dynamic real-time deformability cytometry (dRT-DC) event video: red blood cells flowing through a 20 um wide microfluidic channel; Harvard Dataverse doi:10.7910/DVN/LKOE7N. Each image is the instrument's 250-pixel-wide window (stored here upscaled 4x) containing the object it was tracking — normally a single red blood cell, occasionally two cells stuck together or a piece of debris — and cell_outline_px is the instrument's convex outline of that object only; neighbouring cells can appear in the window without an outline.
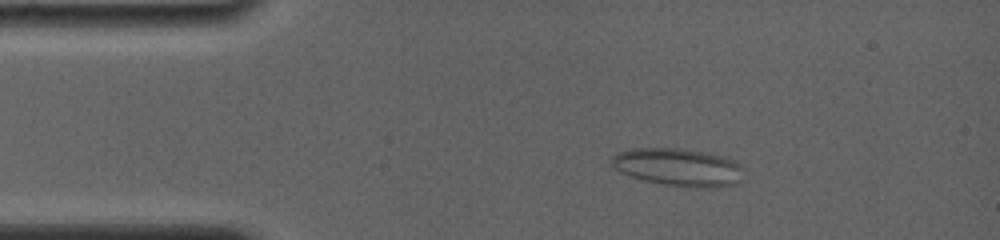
{"species": "common noctule bat (a hibernating species)", "species_latin": "Nyctalus noctula", "temperature_condition": "room temperature", "stored_images_in_passage": 10, "camera_frame_rate_fps": 4000, "um_per_image_px": 0.085, "animal": {"sex": "female", "body_mass_g": 19.0, "forearm_length_mm": 56.7}, "frame": {"image": 1, "passage_image": 5, "time_ms": 2.25, "image_size_px": [1000, 240], "cell_outline_px": [[744, 168], [736, 184], [712, 188], [688, 188], [664, 184], [644, 180], [620, 172], [612, 168], [608, 160], [616, 152], [632, 148], [680, 148], [704, 152], [724, 156], [736, 160]], "centroid_in_image_um": [57.62, 14.21], "position_along_channel_um": 27.4, "area_um2": 29.54}}
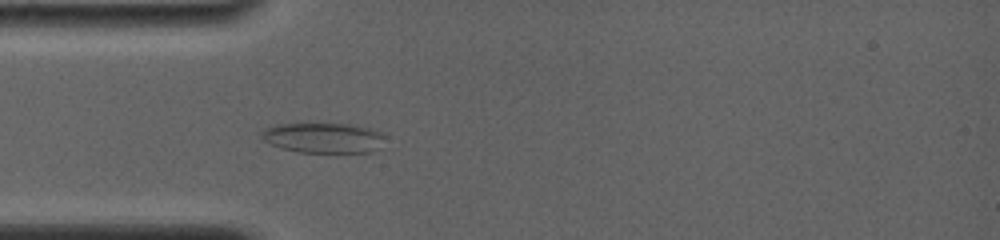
{"frame": {"image": 2, "passage_image": 10, "time_ms": 4.25, "image_size_px": [1000, 240], "cell_outline_px": [[384, 136], [372, 152], [300, 152], [284, 148], [272, 144], [264, 140], [260, 136], [260, 132], [264, 128], [280, 124], [352, 124], [372, 128], [380, 132]], "centroid_in_image_um": [27.45, 11.7], "position_along_channel_um": 57.5, "area_um2": 21.33}}